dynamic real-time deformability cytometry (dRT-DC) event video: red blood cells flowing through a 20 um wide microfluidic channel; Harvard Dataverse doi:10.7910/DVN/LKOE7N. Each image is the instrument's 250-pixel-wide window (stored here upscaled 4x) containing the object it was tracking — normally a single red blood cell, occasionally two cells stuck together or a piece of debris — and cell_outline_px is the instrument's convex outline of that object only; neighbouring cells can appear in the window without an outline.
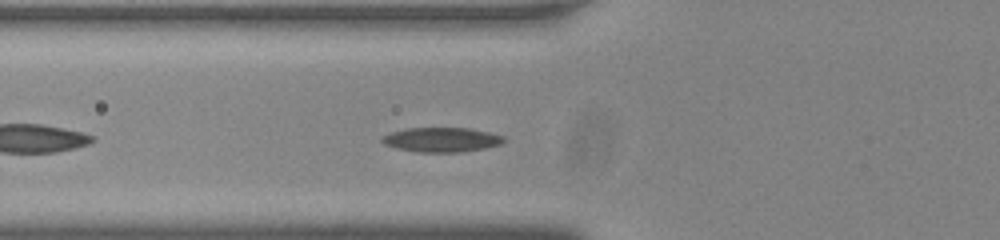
{"species": "common noctule bat (a hibernating species)", "species_latin": "Nyctalus noctula", "temperature_condition": "room temperature", "stored_images_in_passage": 41, "camera_frame_rate_fps": 3000, "um_per_image_px": 0.085, "animal": {"sex": "male", "body_mass_g": 20.0, "forearm_length_mm": 53.3}, "frame": {"image": 1, "passage_image": 6, "time_ms": 1.667, "image_size_px": [1000, 240], "cell_outline_px": [[508, 140], [504, 144], [484, 148], [460, 152], [416, 152], [396, 148], [384, 144], [380, 140], [384, 136], [392, 132], [408, 128], [468, 128], [488, 132], [504, 136]], "centroid_in_image_um": [37.58, 11.88], "position_along_channel_um": 88.2, "area_um2": 17.46}}
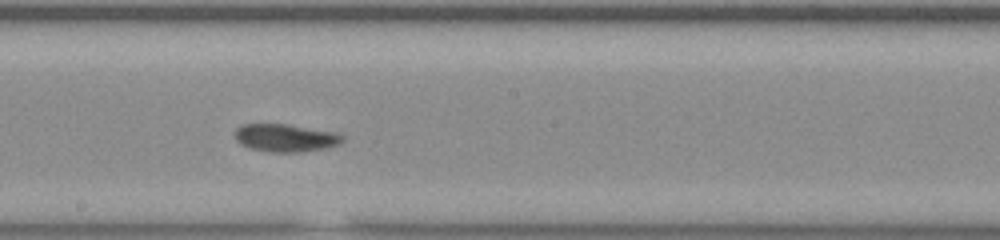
{"frame": {"image": 2, "passage_image": 17, "time_ms": 5.333, "image_size_px": [1000, 240], "cell_outline_px": [[344, 140], [340, 144], [328, 148], [300, 152], [272, 152], [248, 148], [240, 144], [236, 140], [236, 128], [240, 124], [288, 124], [340, 132], [344, 136]], "centroid_in_image_um": [24.33, 11.71], "position_along_channel_um": 223.9, "area_um2": 17.8}}
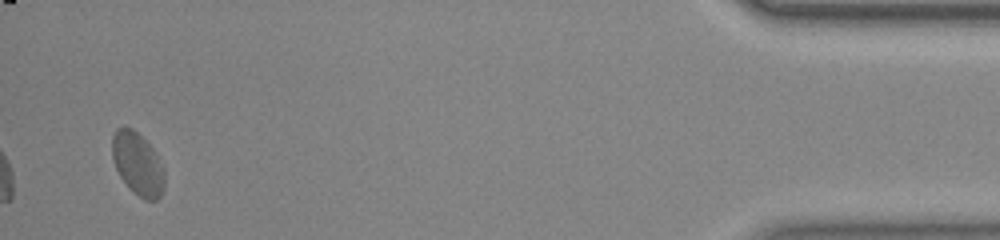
{"frame": {"image": 3, "passage_image": 39, "time_ms": 12.667, "image_size_px": [1000, 240], "cell_outline_px": [[164, 188], [160, 196], [156, 200], [144, 200], [132, 192], [128, 188], [120, 176], [112, 160], [112, 136], [116, 128], [124, 124], [132, 128], [152, 148], [164, 168]], "centroid_in_image_um": [11.68, 13.93], "position_along_channel_um": 423.5, "area_um2": 19.31}, "authors_computed_cell_mechanics": {"area_um2": 17.8024, "velocity_mm_per_s": 3.6978, "shape_relaxation_time_tau1_ms": 5.0282, "shape_relaxation_time_tau2_ms": 2.5246, "deformation_change_tau1": 0.1239, "deformation_change_tau2": 0.0603}}